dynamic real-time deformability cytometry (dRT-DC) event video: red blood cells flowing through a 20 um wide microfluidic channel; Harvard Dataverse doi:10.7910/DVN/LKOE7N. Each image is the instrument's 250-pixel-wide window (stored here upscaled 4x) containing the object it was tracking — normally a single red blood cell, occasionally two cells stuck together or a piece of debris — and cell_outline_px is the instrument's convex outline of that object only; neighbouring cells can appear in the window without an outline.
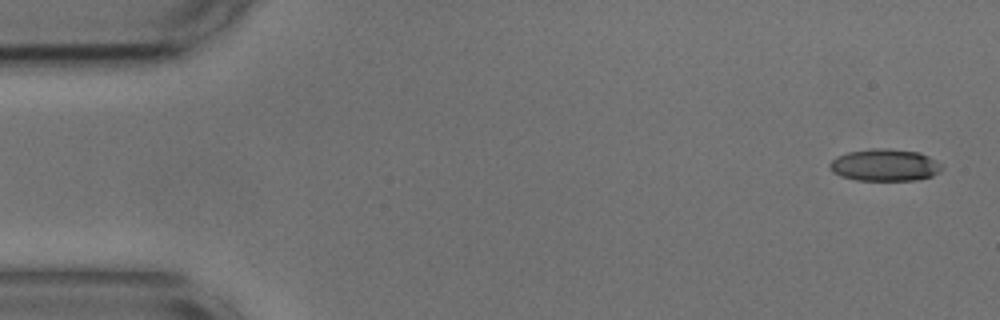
{"species": "common noctule bat (a hibernating species)", "species_latin": "Nyctalus noctula", "temperature_condition": "cold", "stored_images_in_passage": 9, "camera_frame_rate_fps": 3000, "um_per_image_px": 0.085, "animal": {"sex": "male", "body_mass_g": 17.9, "forearm_length_mm": 54.2}, "frame": {"image": 1, "passage_image": 1, "time_ms": 0.0, "image_size_px": [1000, 320], "cell_outline_px": [[944, 168], [940, 172], [932, 176], [916, 180], [856, 180], [840, 176], [832, 172], [828, 168], [828, 164], [836, 156], [848, 152], [872, 148], [888, 148], [920, 152], [936, 160]], "centroid_in_image_um": [75.19, 14.03], "position_along_channel_um": 9.8, "area_um2": 21.21}}
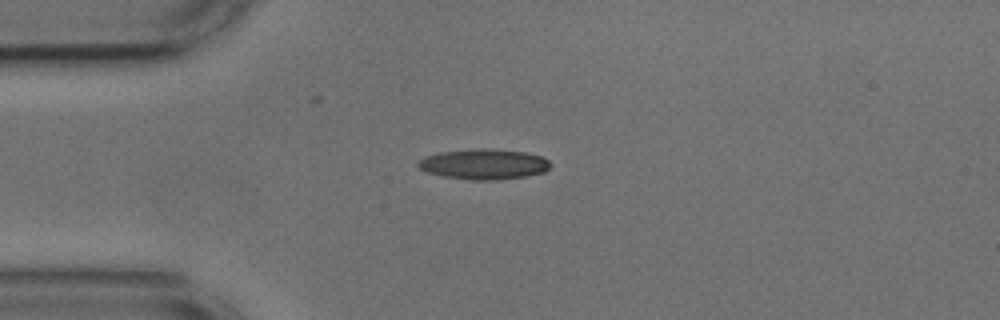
{"frame": {"image": 2, "passage_image": 4, "time_ms": 1.0, "image_size_px": [1000, 320], "cell_outline_px": [[552, 164], [544, 172], [524, 176], [492, 180], [472, 180], [444, 176], [428, 172], [420, 168], [416, 164], [420, 160], [428, 156], [440, 152], [476, 148], [488, 148], [524, 152], [540, 156], [548, 160]], "centroid_in_image_um": [41.14, 13.94], "position_along_channel_um": 43.9, "area_um2": 23.12}}
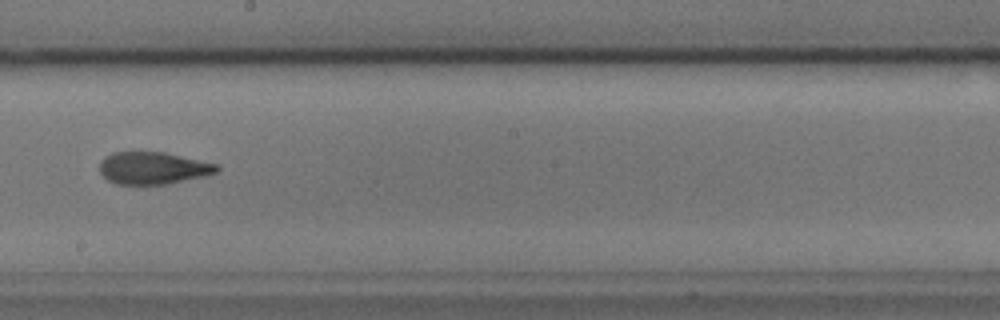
{"frame": {"image": 3, "passage_image": 9, "time_ms": 2.667, "image_size_px": [1000, 320], "cell_outline_px": [[220, 168], [216, 172], [204, 176], [168, 184], [116, 184], [108, 180], [100, 172], [100, 160], [104, 156], [112, 152], [132, 148], [164, 152], [220, 164]], "centroid_in_image_um": [12.97, 14.23], "position_along_channel_um": 235.2, "area_um2": 22.89}}